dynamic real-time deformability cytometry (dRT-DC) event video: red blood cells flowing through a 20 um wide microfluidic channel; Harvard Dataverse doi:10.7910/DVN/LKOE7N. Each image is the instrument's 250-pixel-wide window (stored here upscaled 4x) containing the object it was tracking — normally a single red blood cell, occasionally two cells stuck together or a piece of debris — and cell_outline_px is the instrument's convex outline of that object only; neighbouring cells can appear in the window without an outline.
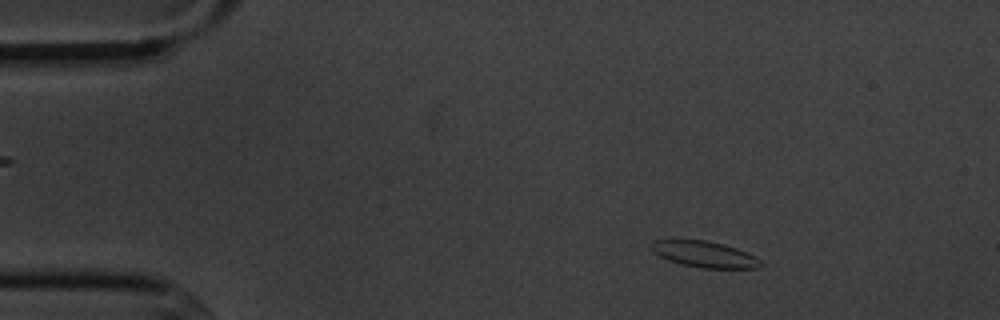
{"species": "common noctule bat (a hibernating species)", "species_latin": "Nyctalus noctula", "temperature_condition": "cold", "stored_images_in_passage": 4, "camera_frame_rate_fps": 3000, "um_per_image_px": 0.085, "animal": {"sex": "male", "body_mass_g": 20.1, "forearm_length_mm": 53.5}, "frame": {"image": 1, "passage_image": 1, "time_ms": 0.0, "image_size_px": [1000, 320], "cell_outline_px": [[764, 264], [760, 268], [700, 268], [668, 260], [652, 252], [648, 244], [652, 240], [672, 236], [708, 240], [724, 244], [736, 248], [756, 256]], "centroid_in_image_um": [59.77, 21.54], "position_along_channel_um": 25.2, "area_um2": 17.63}}
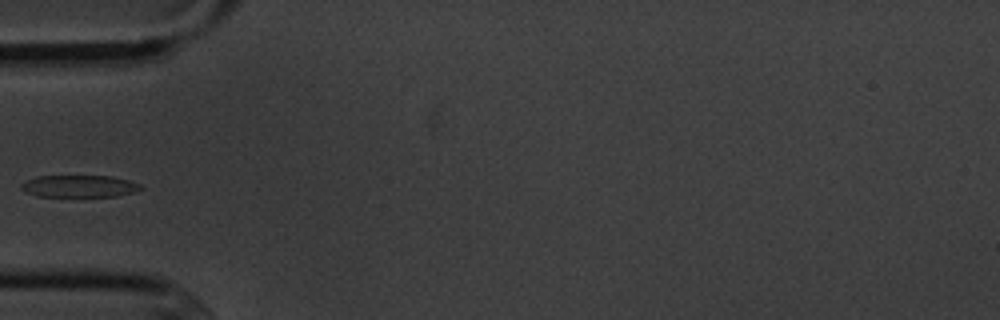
{"frame": {"image": 2, "passage_image": 4, "time_ms": 3.333, "image_size_px": [1000, 320], "cell_outline_px": [[144, 188], [132, 192], [116, 196], [36, 196], [24, 192], [20, 188], [20, 184], [36, 176], [112, 176], [128, 180], [140, 184]], "centroid_in_image_um": [6.7, 15.82], "position_along_channel_um": 78.3, "area_um2": 15.32}}